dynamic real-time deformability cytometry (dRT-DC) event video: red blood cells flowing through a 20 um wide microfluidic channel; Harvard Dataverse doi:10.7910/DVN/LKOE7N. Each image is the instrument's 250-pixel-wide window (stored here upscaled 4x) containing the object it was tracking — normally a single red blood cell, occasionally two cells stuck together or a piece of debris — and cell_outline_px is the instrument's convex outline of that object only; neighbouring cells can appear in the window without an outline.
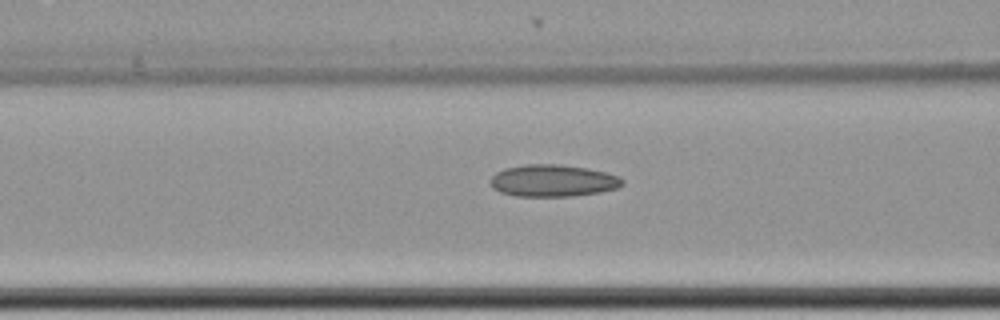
{"species": "common noctule bat (a hibernating species)", "species_latin": "Nyctalus noctula", "temperature_condition": "cold", "stored_images_in_passage": 12, "camera_frame_rate_fps": 3000, "um_per_image_px": 0.085, "animal": {"sex": "female", "body_mass_g": 22.7, "forearm_length_mm": 54.2}, "frame": {"image": 1, "passage_image": 6, "time_ms": 1.667, "image_size_px": [1000, 320], "cell_outline_px": [[624, 184], [616, 188], [600, 192], [572, 196], [516, 196], [500, 192], [492, 188], [488, 180], [496, 172], [504, 168], [524, 164], [560, 164], [584, 168], [604, 172], [620, 176], [624, 180]], "centroid_in_image_um": [46.96, 15.35], "position_along_channel_um": 119.6, "area_um2": 24.74}}
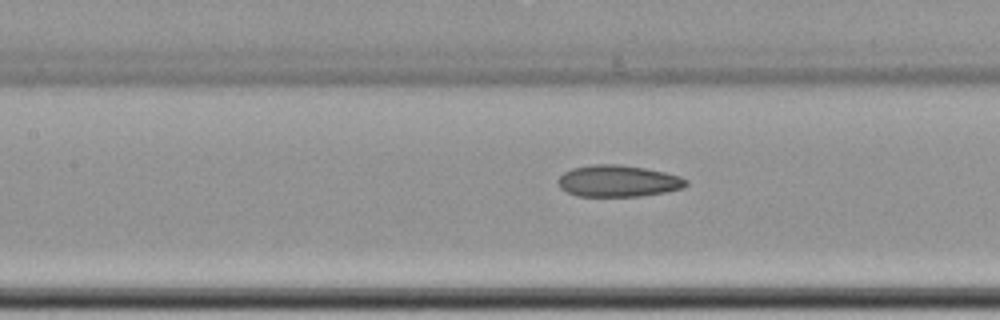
{"frame": {"image": 2, "passage_image": 9, "time_ms": 2.667, "image_size_px": [1000, 320], "cell_outline_px": [[688, 184], [684, 188], [664, 192], [640, 196], [576, 196], [560, 188], [556, 180], [564, 172], [572, 168], [592, 164], [620, 164], [644, 168], [664, 172], [680, 176], [688, 180]], "centroid_in_image_um": [52.53, 15.38], "position_along_channel_um": 154.9, "area_um2": 23.7}}